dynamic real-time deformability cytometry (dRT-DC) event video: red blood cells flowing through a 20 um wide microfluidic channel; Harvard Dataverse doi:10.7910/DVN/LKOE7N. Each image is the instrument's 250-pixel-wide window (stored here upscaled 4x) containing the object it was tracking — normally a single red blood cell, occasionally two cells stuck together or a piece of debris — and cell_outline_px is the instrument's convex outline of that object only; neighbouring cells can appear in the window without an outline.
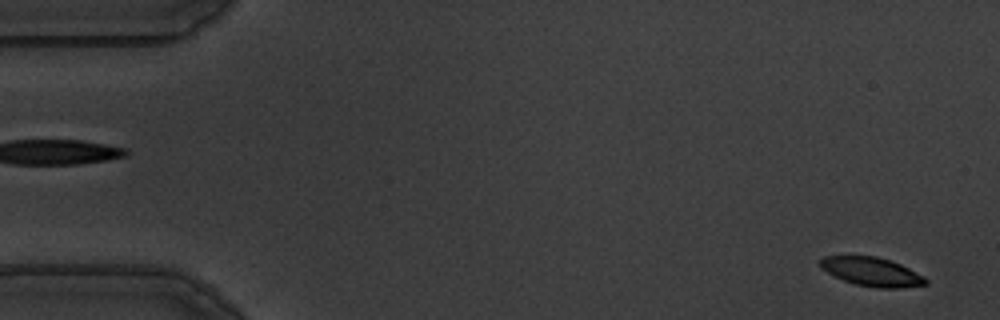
{"species": "common noctule bat (a hibernating species)", "species_latin": "Nyctalus noctula", "temperature_condition": "warm", "stored_images_in_passage": 55, "camera_frame_rate_fps": 3000, "um_per_image_px": 0.085, "animal": {"sex": "male", "body_mass_g": 19.5, "forearm_length_mm": 54.6}, "frame": {"image": 1, "passage_image": 1, "time_ms": 0.0, "image_size_px": [1000, 320], "cell_outline_px": [[928, 284], [896, 288], [880, 288], [856, 284], [844, 280], [820, 268], [820, 260], [824, 256], [876, 256], [900, 264], [924, 276], [928, 280]], "centroid_in_image_um": [74.11, 23.09], "position_along_channel_um": 10.9, "area_um2": 17.4}}
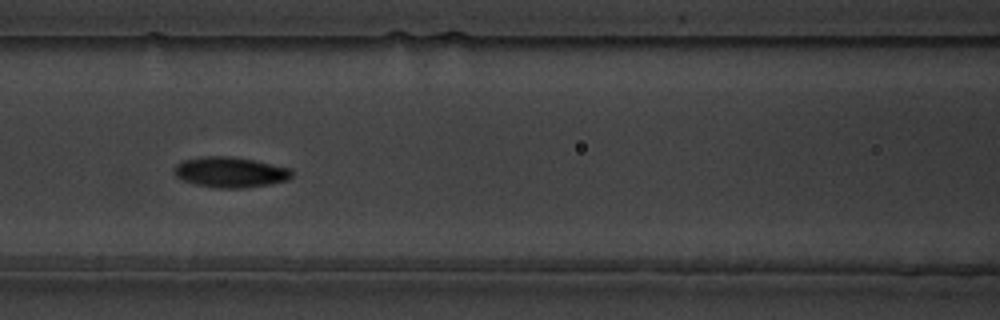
{"frame": {"image": 2, "passage_image": 23, "time_ms": 7.333, "image_size_px": [1000, 320], "cell_outline_px": [[292, 176], [288, 180], [272, 184], [240, 188], [216, 188], [196, 184], [184, 180], [176, 176], [176, 164], [184, 160], [204, 156], [228, 156], [252, 160], [292, 168]], "centroid_in_image_um": [19.62, 14.64], "position_along_channel_um": 147.0, "area_um2": 20.69}}
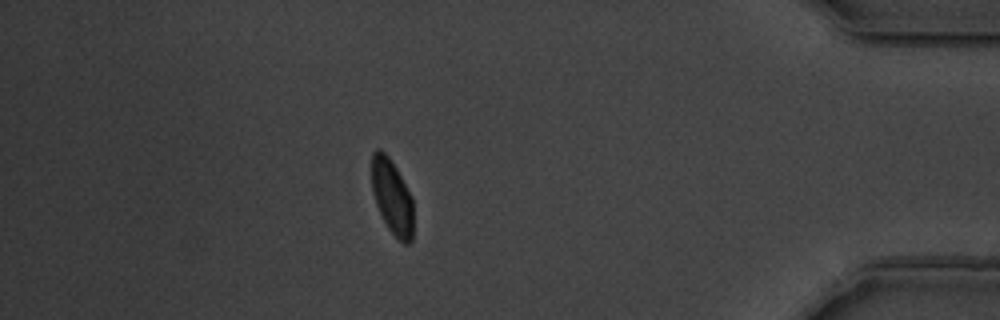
{"frame": {"image": 3, "passage_image": 48, "time_ms": 15.667, "image_size_px": [1000, 320], "cell_outline_px": [[412, 240], [408, 244], [404, 244], [388, 228], [376, 204], [372, 192], [372, 152], [376, 148], [380, 148], [388, 156], [396, 168], [412, 196]], "centroid_in_image_um": [33.31, 16.7], "position_along_channel_um": 401.9, "area_um2": 17.98}, "authors_computed_cell_mechanics": {"area_um2": 19.1896, "velocity_mm_per_s": 3.5766, "shape_relaxation_time_tau1_ms": 3.03, "shape_relaxation_time_tau2_ms": 2.54, "deformation_change_tau1": 0.1226, "deformation_change_tau2": 0.0511}}